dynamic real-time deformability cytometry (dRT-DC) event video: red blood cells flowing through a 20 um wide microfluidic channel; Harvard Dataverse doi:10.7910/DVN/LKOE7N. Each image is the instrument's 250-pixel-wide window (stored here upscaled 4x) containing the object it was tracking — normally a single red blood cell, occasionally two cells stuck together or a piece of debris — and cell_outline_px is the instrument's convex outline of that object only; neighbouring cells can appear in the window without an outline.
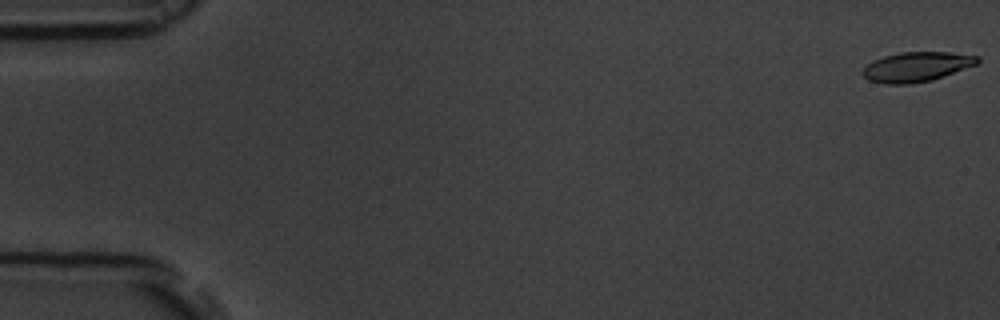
{"species": "common noctule bat (a hibernating species)", "species_latin": "Nyctalus noctula", "temperature_condition": "room temperature", "stored_images_in_passage": 56, "camera_frame_rate_fps": 3000, "um_per_image_px": 0.085, "animal": {"sex": "male", "body_mass_g": 19.5, "forearm_length_mm": 54.6}, "frame": {"image": 1, "passage_image": 1, "time_ms": 0.0, "image_size_px": [1000, 320], "cell_outline_px": [[980, 60], [976, 64], [932, 80], [912, 84], [884, 84], [868, 80], [860, 72], [872, 60], [884, 56], [900, 52], [948, 52], [980, 56]], "centroid_in_image_um": [77.87, 5.68], "position_along_channel_um": 7.1, "area_um2": 19.88}}
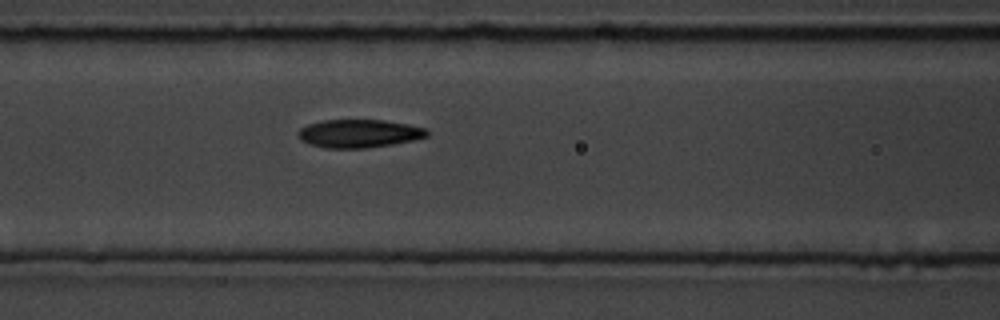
{"frame": {"image": 2, "passage_image": 24, "time_ms": 7.667, "image_size_px": [1000, 320], "cell_outline_px": [[428, 136], [412, 140], [392, 144], [364, 148], [324, 148], [308, 144], [300, 140], [296, 136], [296, 132], [300, 128], [308, 124], [324, 120], [384, 120], [408, 124], [424, 128], [428, 132]], "centroid_in_image_um": [30.44, 11.35], "position_along_channel_um": 136.2, "area_um2": 21.21}}
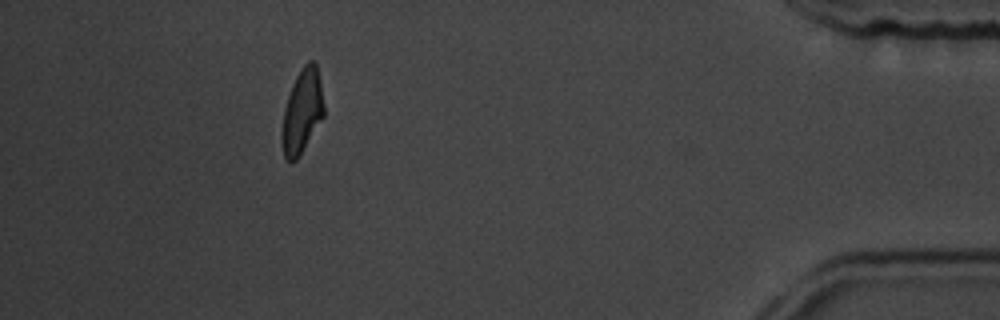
{"frame": {"image": 3, "passage_image": 51, "time_ms": 16.667, "image_size_px": [1000, 320], "cell_outline_px": [[324, 116], [296, 160], [288, 160], [284, 156], [280, 136], [280, 132], [284, 108], [292, 84], [296, 76], [304, 64], [308, 60], [316, 60], [324, 104]], "centroid_in_image_um": [25.67, 9.43], "position_along_channel_um": 409.5, "area_um2": 20.58}, "authors_computed_cell_mechanics": {"area_um2": 21.1837, "velocity_mm_per_s": 3.6615, "shape_relaxation_time_tau1_ms": 3.2278, "shape_relaxation_time_tau2_ms": 2.502, "deformation_change_tau1": 0.1736, "deformation_change_tau2": 0.0932}}